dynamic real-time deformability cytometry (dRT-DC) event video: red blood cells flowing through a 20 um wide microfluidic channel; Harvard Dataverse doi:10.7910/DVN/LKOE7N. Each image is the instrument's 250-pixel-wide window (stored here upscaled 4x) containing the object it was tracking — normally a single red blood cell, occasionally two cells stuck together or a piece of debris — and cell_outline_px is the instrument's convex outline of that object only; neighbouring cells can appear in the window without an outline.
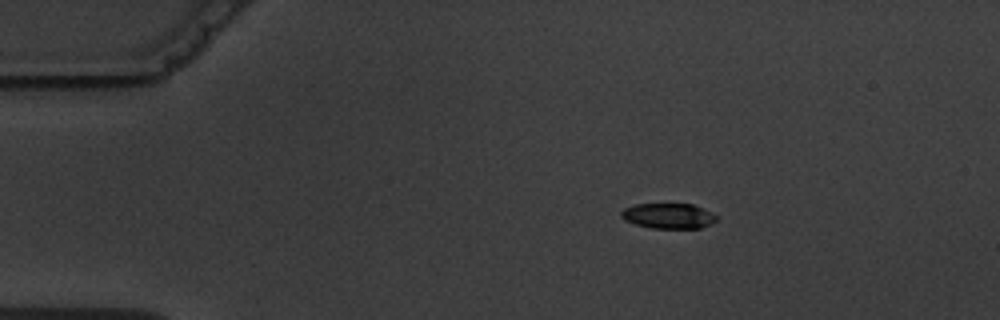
{"species": "common noctule bat (a hibernating species)", "species_latin": "Nyctalus noctula", "temperature_condition": "warm", "stored_images_in_passage": 4, "camera_frame_rate_fps": 3000, "um_per_image_px": 0.085, "animal": {"sex": "male", "body_mass_g": 19.5, "forearm_length_mm": 54.6}, "frame": {"image": 1, "passage_image": 2, "time_ms": 1.0, "image_size_px": [1000, 320], "cell_outline_px": [[716, 220], [700, 228], [652, 228], [636, 224], [624, 220], [620, 216], [620, 212], [624, 208], [636, 204], [692, 204], [712, 212], [716, 216]], "centroid_in_image_um": [56.78, 18.34], "position_along_channel_um": 28.2, "area_um2": 13.93}}